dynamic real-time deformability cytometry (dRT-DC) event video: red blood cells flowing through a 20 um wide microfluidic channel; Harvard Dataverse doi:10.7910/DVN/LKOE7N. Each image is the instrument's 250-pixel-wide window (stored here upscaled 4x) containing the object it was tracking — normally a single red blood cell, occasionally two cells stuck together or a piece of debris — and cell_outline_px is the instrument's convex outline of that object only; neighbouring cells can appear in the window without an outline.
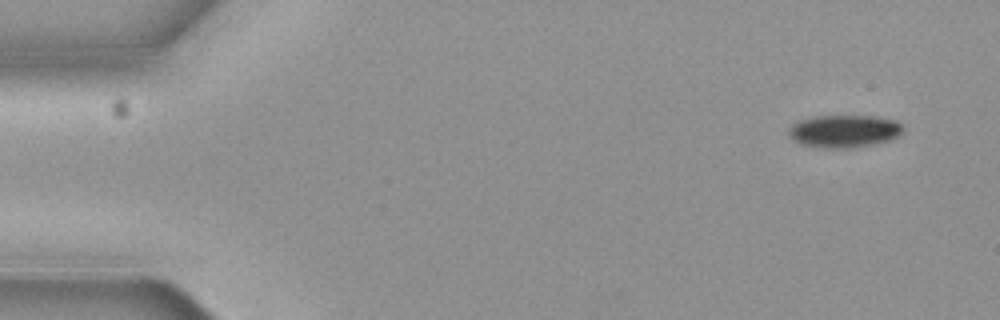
{"species": "common noctule bat (a hibernating species)", "species_latin": "Nyctalus noctula", "temperature_condition": "cold", "stored_images_in_passage": 3, "camera_frame_rate_fps": 3000, "um_per_image_px": 0.085, "animal": {"sex": "female", "body_mass_g": 19.3, "forearm_length_mm": 54.1}, "frame": {"image": 1, "passage_image": 3, "time_ms": 0.667, "image_size_px": [1000, 320], "cell_outline_px": [[904, 132], [888, 140], [872, 144], [832, 148], [804, 144], [788, 136], [788, 128], [792, 124], [800, 120], [812, 116], [872, 116], [896, 120], [904, 128]], "centroid_in_image_um": [71.75, 11.11], "position_along_channel_um": 13.3, "area_um2": 21.21}}